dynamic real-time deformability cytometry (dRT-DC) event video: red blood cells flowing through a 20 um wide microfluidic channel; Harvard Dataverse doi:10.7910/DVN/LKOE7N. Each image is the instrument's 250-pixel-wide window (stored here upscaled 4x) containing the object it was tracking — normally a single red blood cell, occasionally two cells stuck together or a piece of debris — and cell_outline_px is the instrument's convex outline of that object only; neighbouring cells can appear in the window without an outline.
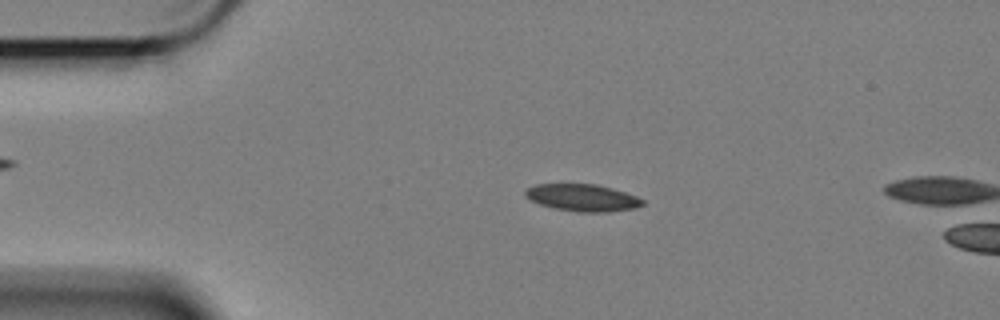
{"species": "Egyptian fruit bat (a non-hibernating species)", "species_latin": "Rousettus aegyptiacus", "temperature_condition": "cold", "stored_images_in_passage": 12, "camera_frame_rate_fps": 3000, "um_per_image_px": 0.085, "animal": {"sex": "female"}, "frame": {"image": 1, "passage_image": 7, "time_ms": 2.0, "image_size_px": [1000, 320], "cell_outline_px": [[644, 204], [632, 208], [604, 212], [580, 212], [556, 208], [540, 204], [524, 196], [524, 192], [528, 188], [536, 184], [596, 184], [612, 188], [636, 196], [644, 200]], "centroid_in_image_um": [49.5, 16.79], "position_along_channel_um": 35.5, "area_um2": 18.21}}